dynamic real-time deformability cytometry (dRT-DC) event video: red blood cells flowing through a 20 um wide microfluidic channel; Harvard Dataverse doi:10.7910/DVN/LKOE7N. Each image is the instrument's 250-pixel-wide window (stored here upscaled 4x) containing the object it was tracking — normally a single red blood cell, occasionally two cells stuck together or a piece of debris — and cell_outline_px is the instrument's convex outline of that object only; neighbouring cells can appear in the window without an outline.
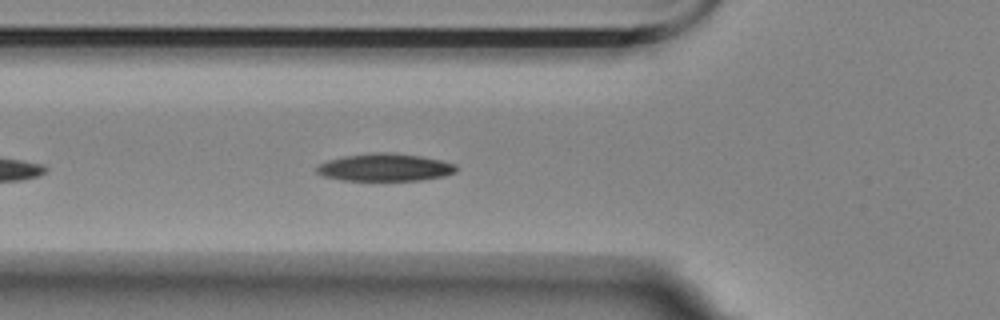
{"species": "Egyptian fruit bat (a non-hibernating species)", "species_latin": "Rousettus aegyptiacus", "temperature_condition": "room temperature", "stored_images_in_passage": 23, "camera_frame_rate_fps": 3000, "um_per_image_px": 0.085, "animal": {"sex": "female"}, "frame": {"image": 1, "passage_image": 7, "time_ms": 2.0, "image_size_px": [1000, 320], "cell_outline_px": [[456, 172], [444, 176], [420, 180], [340, 180], [324, 176], [316, 172], [316, 168], [320, 164], [328, 160], [344, 156], [376, 152], [388, 152], [420, 156], [440, 160], [456, 164]], "centroid_in_image_um": [32.72, 14.23], "position_along_channel_um": 93.1, "area_um2": 22.25}}
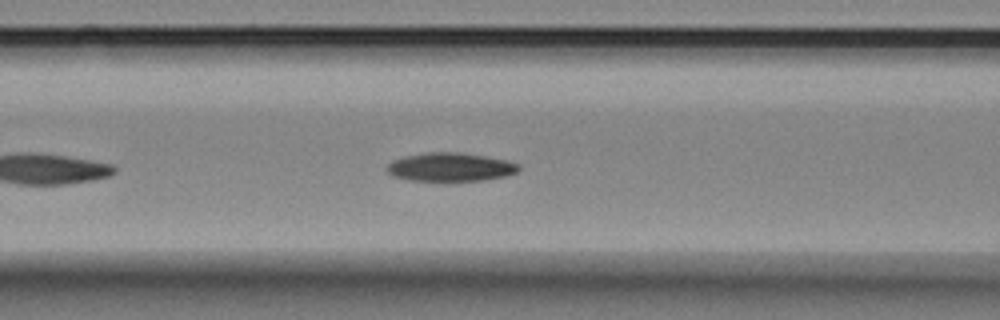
{"frame": {"image": 2, "passage_image": 10, "time_ms": 3.0, "image_size_px": [1000, 320], "cell_outline_px": [[520, 168], [516, 172], [504, 176], [484, 180], [408, 180], [392, 176], [384, 168], [388, 164], [404, 156], [428, 152], [456, 152], [484, 156], [508, 160], [520, 164]], "centroid_in_image_um": [38.28, 14.19], "position_along_channel_um": 128.3, "area_um2": 21.73}}
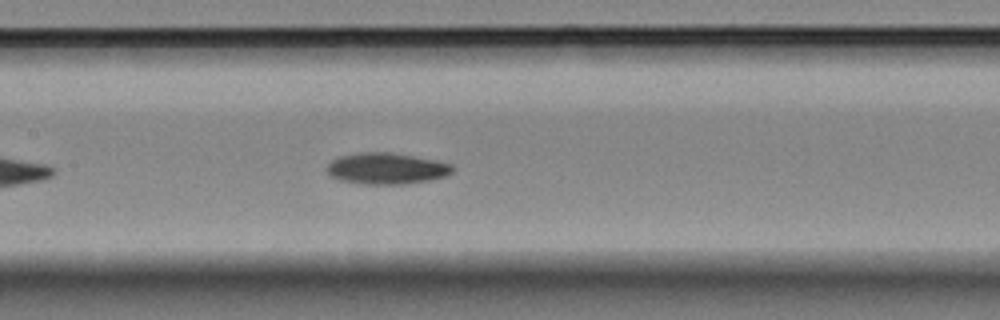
{"frame": {"image": 3, "passage_image": 14, "time_ms": 4.333, "image_size_px": [1000, 320], "cell_outline_px": [[452, 172], [444, 176], [428, 180], [404, 184], [364, 184], [340, 180], [328, 176], [328, 164], [332, 160], [340, 156], [360, 152], [388, 152], [412, 156], [452, 164]], "centroid_in_image_um": [32.8, 14.32], "position_along_channel_um": 174.6, "area_um2": 22.6}}